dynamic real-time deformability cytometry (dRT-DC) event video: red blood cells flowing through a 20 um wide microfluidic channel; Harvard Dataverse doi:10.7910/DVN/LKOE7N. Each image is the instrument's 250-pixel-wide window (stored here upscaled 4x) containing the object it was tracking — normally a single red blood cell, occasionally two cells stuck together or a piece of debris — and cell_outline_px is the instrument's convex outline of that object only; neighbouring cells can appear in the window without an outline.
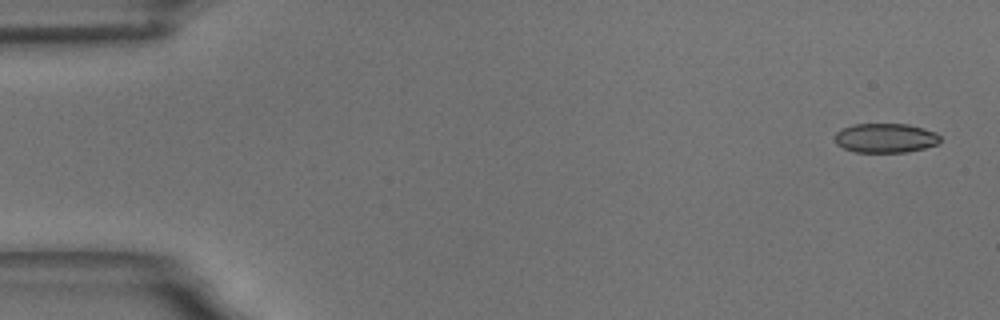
{"species": "common noctule bat (a hibernating species)", "species_latin": "Nyctalus noctula", "temperature_condition": "room temperature", "stored_images_in_passage": 15, "camera_frame_rate_fps": 3000, "um_per_image_px": 0.085, "animal": {"sex": "male", "body_mass_g": 18.8}, "frame": {"image": 1, "passage_image": 1, "time_ms": 0.0, "image_size_px": [1000, 320], "cell_outline_px": [[940, 140], [936, 144], [924, 148], [904, 152], [856, 152], [844, 148], [836, 144], [836, 132], [844, 128], [856, 124], [908, 124], [924, 128], [936, 132], [940, 136]], "centroid_in_image_um": [75.28, 11.73], "position_along_channel_um": 9.7, "area_um2": 17.86}}
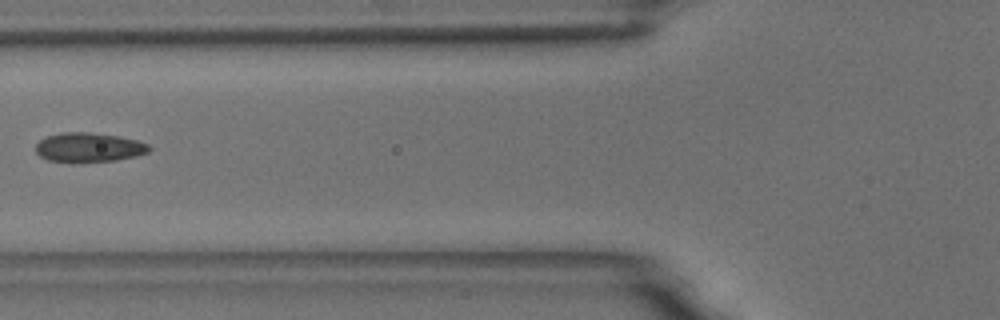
{"frame": {"image": 2, "passage_image": 6, "time_ms": 6.667, "image_size_px": [1000, 320], "cell_outline_px": [[152, 148], [148, 152], [136, 156], [116, 160], [72, 164], [48, 160], [40, 156], [36, 152], [36, 144], [40, 140], [48, 136], [60, 132], [88, 132], [120, 136], [136, 140], [148, 144]], "centroid_in_image_um": [7.54, 12.55], "position_along_channel_um": 118.3, "area_um2": 19.83}}
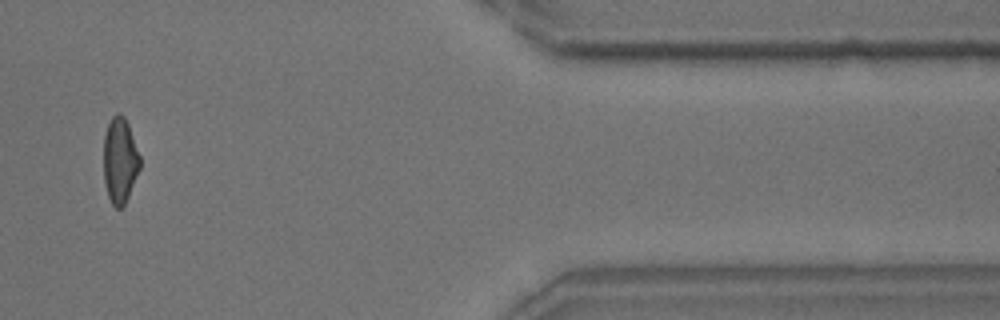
{"frame": {"image": 3, "passage_image": 13, "time_ms": 15.667, "image_size_px": [1000, 320], "cell_outline_px": [[140, 168], [128, 196], [124, 204], [120, 208], [116, 208], [112, 204], [108, 196], [104, 180], [104, 136], [108, 124], [112, 116], [116, 112], [120, 112], [124, 116], [128, 124], [140, 156]], "centroid_in_image_um": [10.19, 13.61], "position_along_channel_um": 401.2, "area_um2": 18.03}, "authors_computed_cell_mechanics": {"area_um2": 18.4382, "velocity_mm_per_s": 3.5807, "shape_relaxation_time_tau1_ms": 10.7854, "shape_relaxation_time_tau2_ms": 1.1392, "deformation_change_tau1": 0.1747, "deformation_change_tau2": 0.0507}}